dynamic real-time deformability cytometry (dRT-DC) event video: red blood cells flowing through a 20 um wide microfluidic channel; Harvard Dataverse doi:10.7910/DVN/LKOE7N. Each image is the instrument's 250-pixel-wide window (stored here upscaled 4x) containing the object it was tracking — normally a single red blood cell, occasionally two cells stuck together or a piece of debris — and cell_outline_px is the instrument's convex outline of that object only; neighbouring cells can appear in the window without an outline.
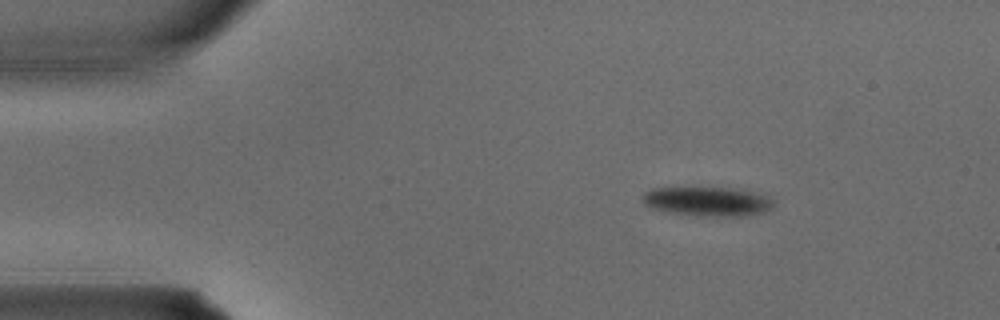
{"species": "common noctule bat (a hibernating species)", "species_latin": "Nyctalus noctula", "temperature_condition": "warm", "stored_images_in_passage": 2, "camera_frame_rate_fps": 3000, "um_per_image_px": 0.085, "animal": {"sex": "male", "body_mass_g": 15.6}, "frame": {"image": 1, "passage_image": 1, "time_ms": 0.0, "image_size_px": [1000, 320], "cell_outline_px": [[776, 204], [772, 208], [764, 212], [748, 216], [688, 216], [668, 212], [652, 208], [644, 204], [640, 200], [640, 196], [644, 192], [652, 188], [732, 188], [756, 192], [768, 196], [776, 200]], "centroid_in_image_um": [60.15, 17.13], "position_along_channel_um": 24.8, "area_um2": 22.95}}